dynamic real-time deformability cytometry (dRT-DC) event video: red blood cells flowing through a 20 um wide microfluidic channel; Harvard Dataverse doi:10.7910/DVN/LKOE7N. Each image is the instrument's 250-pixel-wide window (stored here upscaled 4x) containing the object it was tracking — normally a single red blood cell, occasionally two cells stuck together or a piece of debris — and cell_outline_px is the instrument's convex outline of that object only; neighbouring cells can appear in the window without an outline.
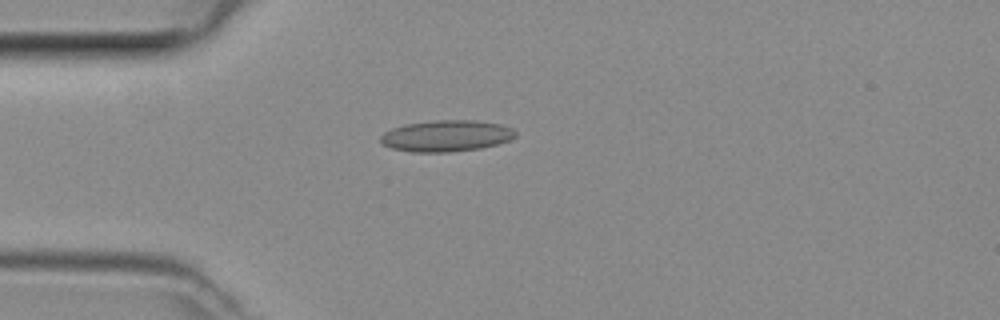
{"species": "common noctule bat (a hibernating species)", "species_latin": "Nyctalus noctula", "temperature_condition": "room temperature", "stored_images_in_passage": 37, "camera_frame_rate_fps": 3000, "um_per_image_px": 0.085, "animal": {"sex": "female", "body_mass_g": 29.2, "forearm_length_mm": 56.3}, "frame": {"image": 1, "passage_image": 2, "time_ms": 0.333, "image_size_px": [1000, 320], "cell_outline_px": [[516, 136], [508, 140], [496, 144], [480, 148], [448, 152], [412, 152], [392, 148], [384, 144], [380, 140], [380, 136], [384, 132], [392, 128], [408, 124], [432, 120], [476, 120], [500, 124], [512, 128], [516, 132]], "centroid_in_image_um": [37.94, 11.54], "position_along_channel_um": 47.1, "area_um2": 24.51}}
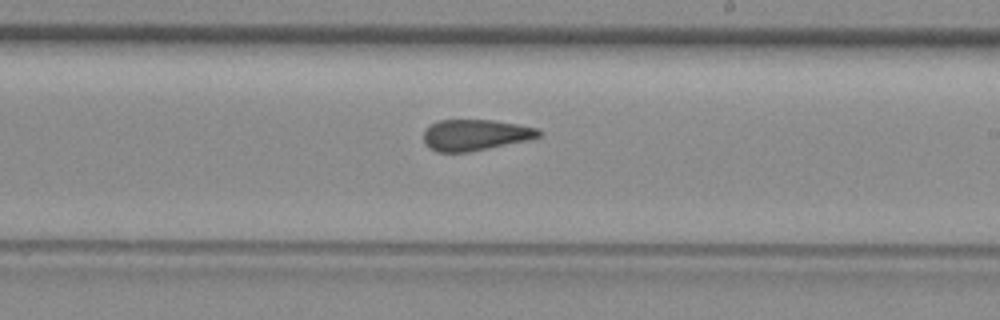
{"frame": {"image": 2, "passage_image": 17, "time_ms": 5.333, "image_size_px": [1000, 320], "cell_outline_px": [[544, 132], [540, 136], [524, 140], [468, 152], [436, 152], [424, 140], [424, 132], [432, 124], [440, 120], [492, 120], [540, 128]], "centroid_in_image_um": [40.43, 11.46], "position_along_channel_um": 248.6, "area_um2": 20.4}}
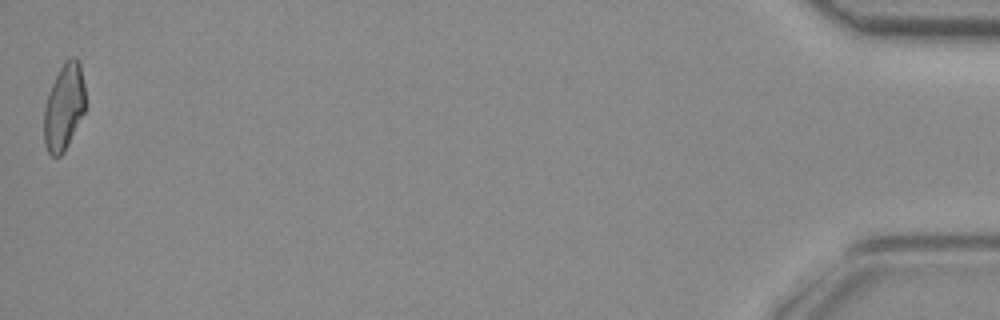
{"frame": {"image": 3, "passage_image": 37, "time_ms": 12.0, "image_size_px": [1000, 320], "cell_outline_px": [[84, 112], [64, 152], [60, 156], [52, 156], [48, 152], [44, 144], [44, 108], [48, 92], [60, 68], [72, 56], [76, 56], [80, 64], [84, 84]], "centroid_in_image_um": [5.42, 9.11], "position_along_channel_um": 429.8, "area_um2": 20.58}}